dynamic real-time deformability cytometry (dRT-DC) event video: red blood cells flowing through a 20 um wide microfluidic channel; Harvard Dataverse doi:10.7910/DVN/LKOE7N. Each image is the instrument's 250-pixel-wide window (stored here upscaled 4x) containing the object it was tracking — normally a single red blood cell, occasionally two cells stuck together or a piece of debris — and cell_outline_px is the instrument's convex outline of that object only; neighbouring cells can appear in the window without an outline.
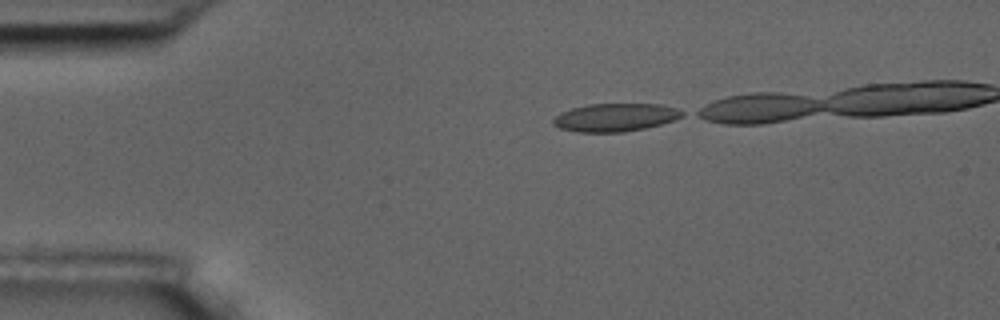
{"species": "common noctule bat (a hibernating species)", "species_latin": "Nyctalus noctula", "temperature_condition": "room temperature", "stored_images_in_passage": 14, "camera_frame_rate_fps": 3000, "um_per_image_px": 0.085, "animal": {"sex": "male", "body_mass_g": 17.5, "forearm_length_mm": 52.3}, "frame": {"image": 1, "passage_image": 1, "time_ms": 0.0, "image_size_px": [1000, 320], "cell_outline_px": [[684, 116], [676, 120], [644, 128], [624, 132], [576, 132], [560, 128], [552, 124], [552, 120], [560, 112], [572, 108], [588, 104], [660, 104], [676, 108], [684, 112]], "centroid_in_image_um": [52.3, 9.98], "position_along_channel_um": 32.7, "area_um2": 21.15}}